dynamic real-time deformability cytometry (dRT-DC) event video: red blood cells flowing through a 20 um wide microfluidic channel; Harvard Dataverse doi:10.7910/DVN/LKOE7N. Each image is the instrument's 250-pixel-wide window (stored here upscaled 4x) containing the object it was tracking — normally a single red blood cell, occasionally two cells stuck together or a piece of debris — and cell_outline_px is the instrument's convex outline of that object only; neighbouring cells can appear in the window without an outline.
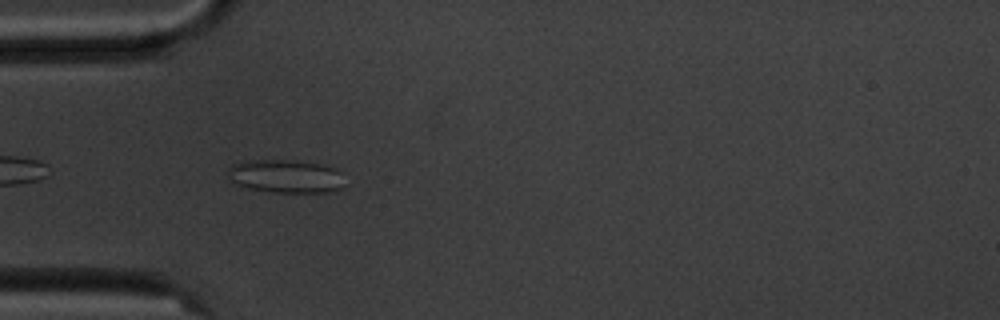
{"species": "common noctule bat (a hibernating species)", "species_latin": "Nyctalus noctula", "temperature_condition": "cold", "stored_images_in_passage": 36, "camera_frame_rate_fps": 3000, "um_per_image_px": 0.085, "animal": {"sex": "male", "body_mass_g": 20.1, "forearm_length_mm": 53.5}, "frame": {"image": 1, "passage_image": 3, "time_ms": 0.667, "image_size_px": [1000, 320], "cell_outline_px": [[344, 184], [340, 188], [328, 192], [276, 192], [248, 188], [236, 184], [224, 172], [232, 164], [244, 160], [296, 160], [324, 164], [336, 168], [340, 172]], "centroid_in_image_um": [24.26, 14.96], "position_along_channel_um": 60.7, "area_um2": 22.89}}
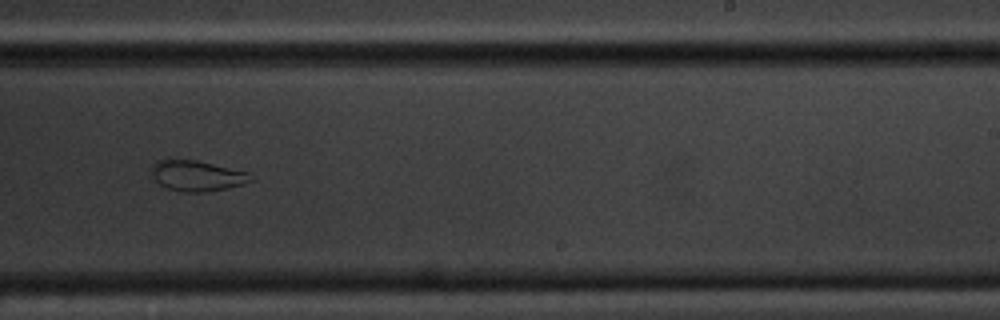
{"frame": {"image": 2, "passage_image": 21, "time_ms": 6.667, "image_size_px": [1000, 320], "cell_outline_px": [[256, 180], [244, 184], [228, 188], [208, 192], [184, 192], [168, 188], [160, 184], [152, 176], [152, 164], [156, 160], [196, 160], [248, 172]], "centroid_in_image_um": [16.79, 14.95], "position_along_channel_um": 272.2, "area_um2": 17.69}}
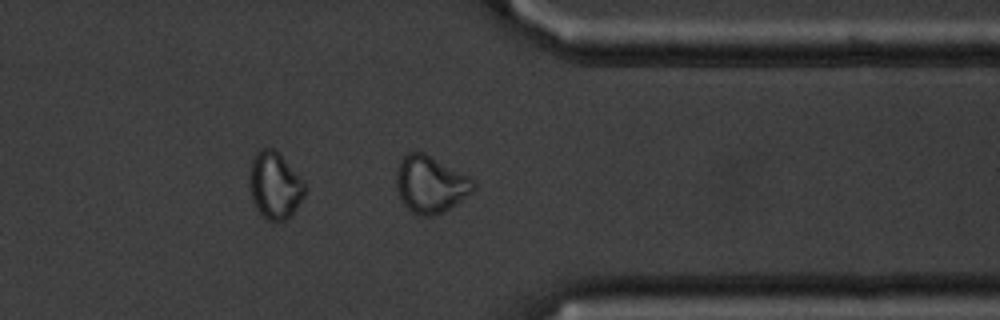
{"frame": {"image": 3, "passage_image": 30, "time_ms": 9.667, "image_size_px": [1000, 320], "cell_outline_px": [[476, 188], [472, 192], [444, 212], [432, 216], [424, 216], [412, 212], [404, 204], [396, 188], [396, 172], [400, 160], [408, 152], [424, 152], [468, 176], [476, 184]], "centroid_in_image_um": [36.58, 15.66], "position_along_channel_um": 374.8, "area_um2": 25.37}, "authors_computed_cell_mechanics": {"area_um2": 18.8428, "velocity_mm_per_s": 3.5628, "shape_relaxation_time_tau1_ms": null, "shape_relaxation_time_tau2_ms": 0.8883, "deformation_change_tau1": null, "deformation_change_tau2": 0.0503}}